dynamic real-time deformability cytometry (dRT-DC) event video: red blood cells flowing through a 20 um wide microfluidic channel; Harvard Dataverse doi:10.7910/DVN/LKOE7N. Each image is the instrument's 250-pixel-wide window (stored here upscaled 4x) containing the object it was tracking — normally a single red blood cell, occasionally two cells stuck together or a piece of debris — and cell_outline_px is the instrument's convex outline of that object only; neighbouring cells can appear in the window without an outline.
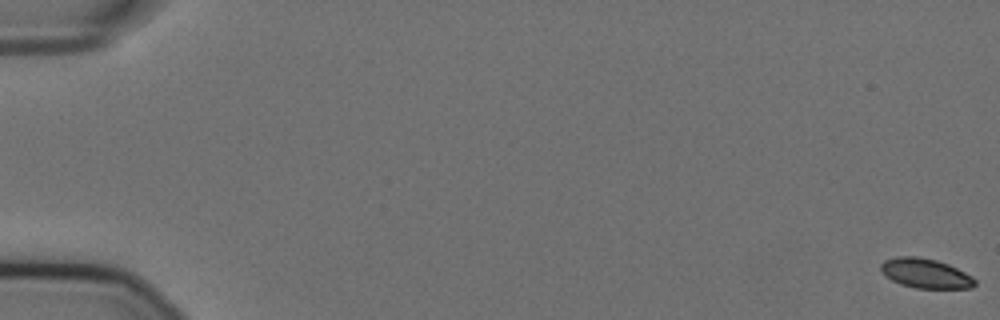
{"species": "Egyptian fruit bat (a non-hibernating species)", "species_latin": "Rousettus aegyptiacus", "temperature_condition": "cold", "stored_images_in_passage": 58, "camera_frame_rate_fps": 3000, "um_per_image_px": 0.085, "animal": {"sex": "female"}, "frame": {"image": 1, "passage_image": 1, "time_ms": 0.0, "image_size_px": [1000, 320], "cell_outline_px": [[976, 284], [972, 288], [916, 288], [900, 284], [884, 276], [880, 272], [880, 264], [884, 260], [896, 256], [916, 256], [936, 260], [948, 264], [972, 276], [976, 280]], "centroid_in_image_um": [78.63, 23.23], "position_along_channel_um": 6.4, "area_um2": 16.36}}
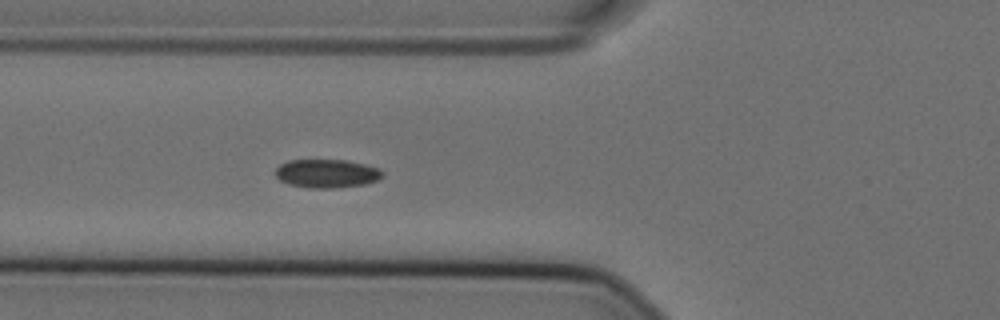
{"frame": {"image": 2, "passage_image": 23, "time_ms": 7.333, "image_size_px": [1000, 320], "cell_outline_px": [[384, 176], [376, 180], [364, 184], [332, 188], [308, 188], [288, 184], [280, 180], [276, 176], [276, 168], [280, 164], [288, 160], [348, 160], [380, 168], [384, 172]], "centroid_in_image_um": [27.78, 14.74], "position_along_channel_um": 98.0, "area_um2": 17.86}}
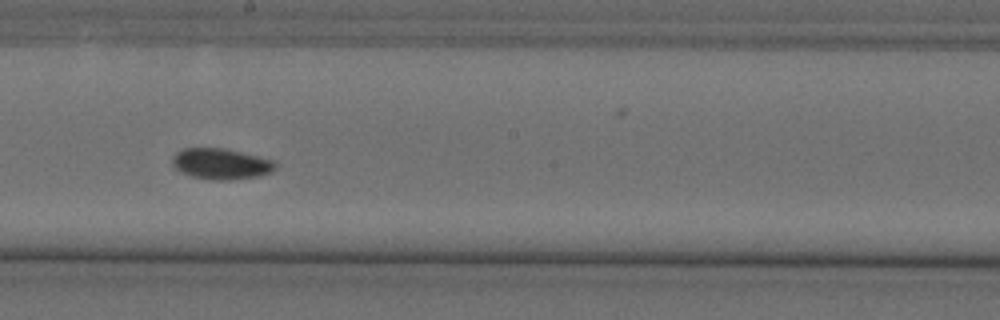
{"frame": {"image": 3, "passage_image": 34, "time_ms": 11.0, "image_size_px": [1000, 320], "cell_outline_px": [[276, 168], [272, 172], [260, 176], [228, 180], [212, 180], [192, 176], [180, 172], [172, 164], [172, 156], [176, 152], [184, 148], [224, 148], [272, 160], [276, 164]], "centroid_in_image_um": [18.76, 13.93], "position_along_channel_um": 229.4, "area_um2": 18.5}}